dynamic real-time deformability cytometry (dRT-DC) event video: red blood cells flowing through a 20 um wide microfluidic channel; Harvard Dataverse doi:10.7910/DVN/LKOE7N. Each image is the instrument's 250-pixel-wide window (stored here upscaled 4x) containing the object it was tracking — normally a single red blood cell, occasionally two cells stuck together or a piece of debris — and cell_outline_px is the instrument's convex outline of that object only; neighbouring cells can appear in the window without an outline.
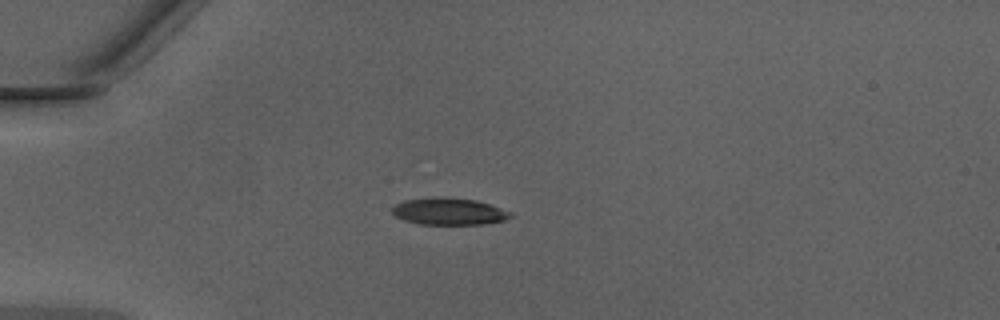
{"species": "Egyptian fruit bat (a non-hibernating species)", "species_latin": "Rousettus aegyptiacus", "temperature_condition": "warm", "stored_images_in_passage": 18, "camera_frame_rate_fps": 3000, "um_per_image_px": 0.085, "animal": {"sex": "male"}, "frame": {"image": 1, "passage_image": 1, "time_ms": 0.0, "image_size_px": [1000, 320], "cell_outline_px": [[512, 216], [504, 220], [484, 224], [420, 224], [404, 220], [396, 216], [392, 212], [392, 208], [396, 204], [404, 200], [432, 196], [444, 196], [476, 200], [512, 212]], "centroid_in_image_um": [38.14, 17.95], "position_along_channel_um": 46.9, "area_um2": 18.67}}
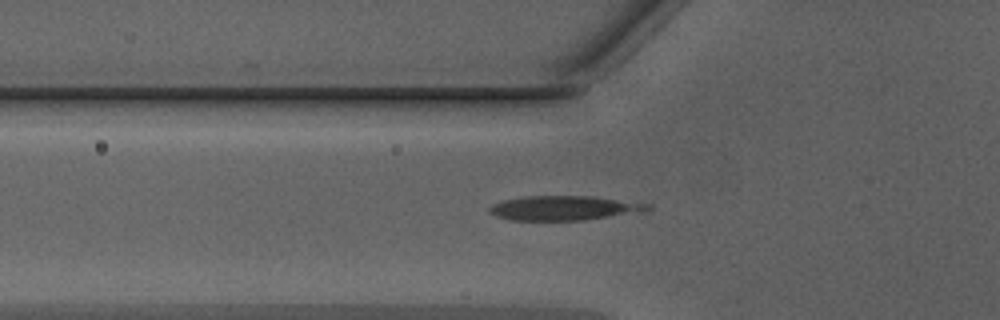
{"frame": {"image": 2, "passage_image": 5, "time_ms": 1.333, "image_size_px": [1000, 320], "cell_outline_px": [[652, 208], [648, 212], [584, 220], [508, 220], [496, 216], [488, 212], [488, 208], [492, 204], [504, 200], [528, 196], [592, 196], [652, 204]], "centroid_in_image_um": [48.02, 17.69], "position_along_channel_um": 77.8, "area_um2": 22.89}}